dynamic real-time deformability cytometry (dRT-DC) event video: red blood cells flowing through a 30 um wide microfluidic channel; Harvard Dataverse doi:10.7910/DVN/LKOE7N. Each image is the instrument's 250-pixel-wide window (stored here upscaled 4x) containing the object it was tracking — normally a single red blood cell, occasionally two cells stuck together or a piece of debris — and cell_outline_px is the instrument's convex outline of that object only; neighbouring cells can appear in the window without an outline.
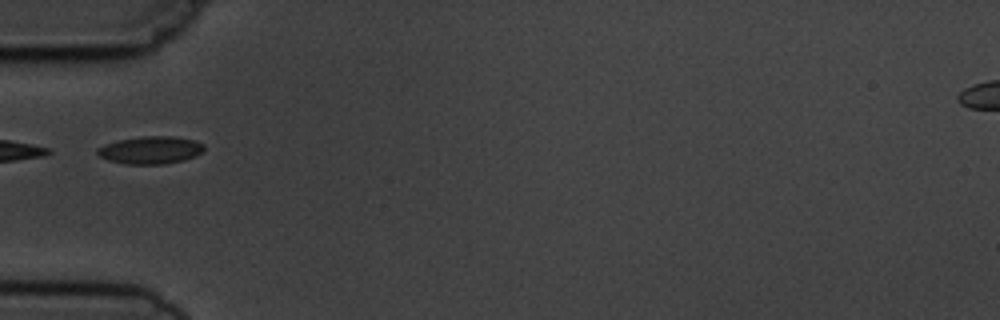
{"species": "common noctule bat (a hibernating species)", "species_latin": "Nyctalus noctula", "temperature_condition": "cold", "stored_images_in_passage": 4, "camera_frame_rate_fps": 3000, "um_per_image_px": 0.085, "animal": {"sex": "male", "body_mass_g": 19.5, "forearm_length_mm": 54.6}, "frame": {"image": 1, "passage_image": 1, "time_ms": 0.0, "image_size_px": [1000, 320], "cell_outline_px": [[204, 152], [196, 156], [184, 160], [164, 164], [124, 164], [108, 160], [100, 156], [96, 152], [96, 148], [104, 144], [120, 140], [140, 136], [172, 136], [196, 140], [204, 144]], "centroid_in_image_um": [12.82, 12.75], "position_along_channel_um": 72.2, "area_um2": 17.34}}
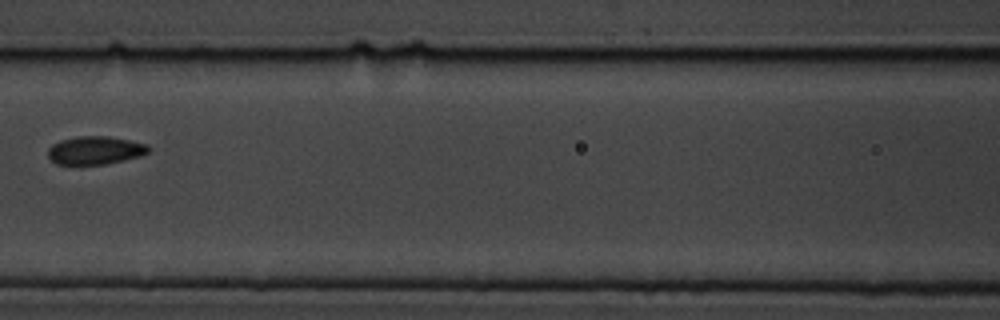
{"frame": {"image": 2, "passage_image": 3, "time_ms": 2.333, "image_size_px": [1000, 320], "cell_outline_px": [[152, 148], [148, 152], [140, 156], [124, 160], [104, 164], [72, 168], [56, 164], [48, 156], [48, 148], [52, 144], [60, 140], [80, 136], [108, 136], [148, 144]], "centroid_in_image_um": [8.04, 12.82], "position_along_channel_um": 158.6, "area_um2": 17.17}}
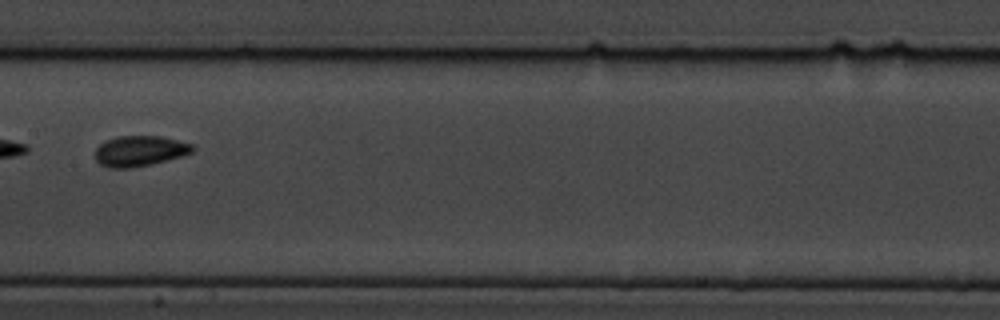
{"frame": {"image": 3, "passage_image": 4, "time_ms": 3.333, "image_size_px": [1000, 320], "cell_outline_px": [[196, 148], [192, 152], [180, 156], [152, 164], [132, 168], [108, 168], [100, 164], [96, 160], [96, 148], [104, 140], [116, 136], [160, 136], [192, 144]], "centroid_in_image_um": [11.85, 12.83], "position_along_channel_um": 195.6, "area_um2": 17.34}}